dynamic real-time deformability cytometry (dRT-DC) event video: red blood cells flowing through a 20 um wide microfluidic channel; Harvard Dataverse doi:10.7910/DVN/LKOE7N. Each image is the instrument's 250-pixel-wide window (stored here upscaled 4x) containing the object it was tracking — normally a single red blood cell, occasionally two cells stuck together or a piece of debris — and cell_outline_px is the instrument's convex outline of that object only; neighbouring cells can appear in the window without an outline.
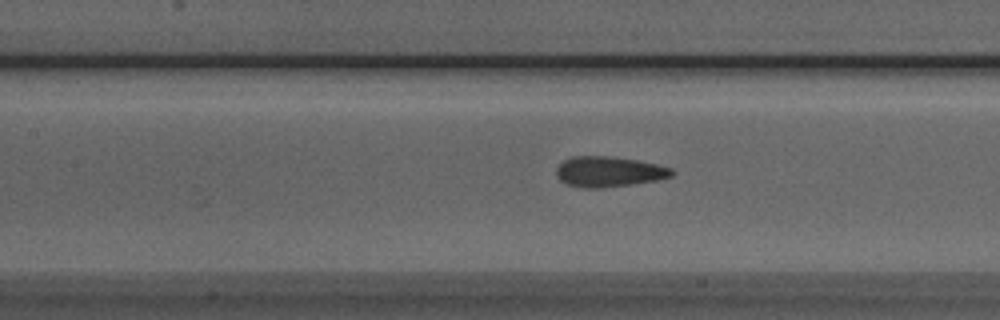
{"species": "Egyptian fruit bat (a non-hibernating species)", "species_latin": "Rousettus aegyptiacus", "temperature_condition": "room temperature", "stored_images_in_passage": 36, "camera_frame_rate_fps": 3000, "um_per_image_px": 0.085, "animal": {"sex": "male"}, "frame": {"image": 1, "passage_image": 12, "time_ms": 3.667, "image_size_px": [1000, 320], "cell_outline_px": [[676, 172], [672, 176], [656, 180], [600, 188], [584, 188], [568, 184], [560, 180], [556, 176], [556, 168], [564, 160], [572, 156], [608, 156], [636, 160], [656, 164], [672, 168]], "centroid_in_image_um": [51.74, 14.58], "position_along_channel_um": 155.7, "area_um2": 20.29}}
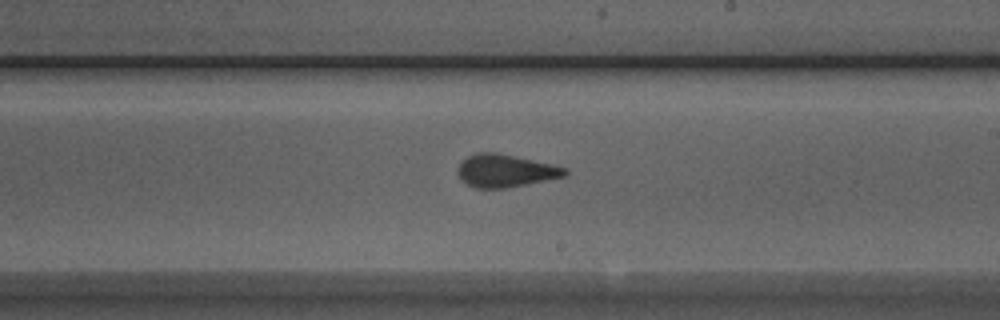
{"frame": {"image": 2, "passage_image": 19, "time_ms": 6.0, "image_size_px": [1000, 320], "cell_outline_px": [[568, 176], [504, 188], [476, 188], [460, 180], [456, 172], [460, 164], [468, 156], [476, 152], [496, 152], [552, 164], [568, 168]], "centroid_in_image_um": [42.97, 14.51], "position_along_channel_um": 246.0, "area_um2": 20.46}}
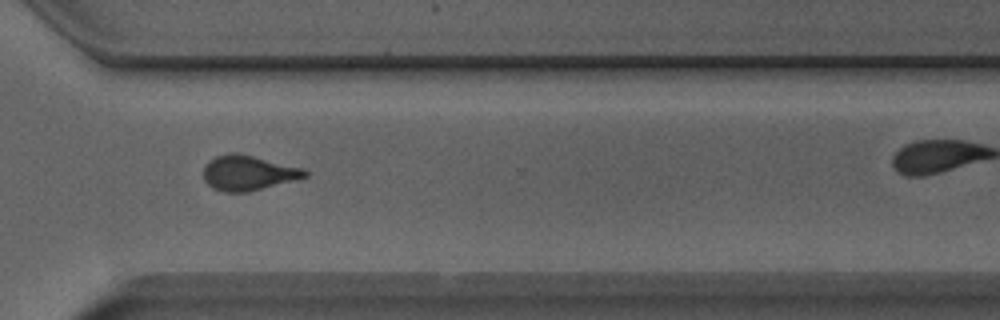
{"frame": {"image": 3, "passage_image": 27, "time_ms": 8.667, "image_size_px": [1000, 320], "cell_outline_px": [[308, 176], [248, 192], [224, 192], [212, 188], [204, 180], [204, 164], [208, 160], [216, 156], [232, 152], [236, 152], [304, 168], [308, 172]], "centroid_in_image_um": [21.06, 14.69], "position_along_channel_um": 349.5, "area_um2": 20.63}, "authors_computed_cell_mechanics": {"area_um2": 20.5479, "velocity_mm_per_s": 3.8846, "shape_relaxation_time_tau1_ms": 7.3134, "shape_relaxation_time_tau2_ms": 1.1846, "deformation_change_tau1": 0.183, "deformation_change_tau2": 0.0898}}